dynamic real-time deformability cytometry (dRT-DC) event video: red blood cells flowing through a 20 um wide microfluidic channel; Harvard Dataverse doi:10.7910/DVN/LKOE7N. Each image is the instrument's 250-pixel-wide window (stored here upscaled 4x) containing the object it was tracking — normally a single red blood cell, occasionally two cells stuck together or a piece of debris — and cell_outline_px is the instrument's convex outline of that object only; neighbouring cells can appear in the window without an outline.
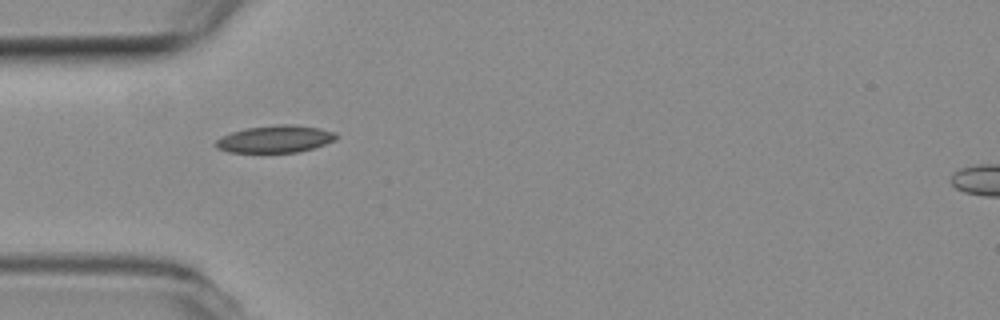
{"species": "common noctule bat (a hibernating species)", "species_latin": "Nyctalus noctula", "temperature_condition": "room temperature", "stored_images_in_passage": 2, "camera_frame_rate_fps": 3000, "um_per_image_px": 0.085, "animal": {"sex": "female", "body_mass_g": 19.3, "forearm_length_mm": 54.1}, "frame": {"image": 1, "passage_image": 1, "time_ms": 0.0, "image_size_px": [1000, 320], "cell_outline_px": [[340, 136], [336, 140], [312, 148], [296, 152], [228, 152], [216, 148], [212, 144], [216, 140], [232, 132], [244, 128], [280, 124], [292, 124], [320, 128], [336, 132]], "centroid_in_image_um": [23.4, 11.81], "position_along_channel_um": 61.6, "area_um2": 19.19}}
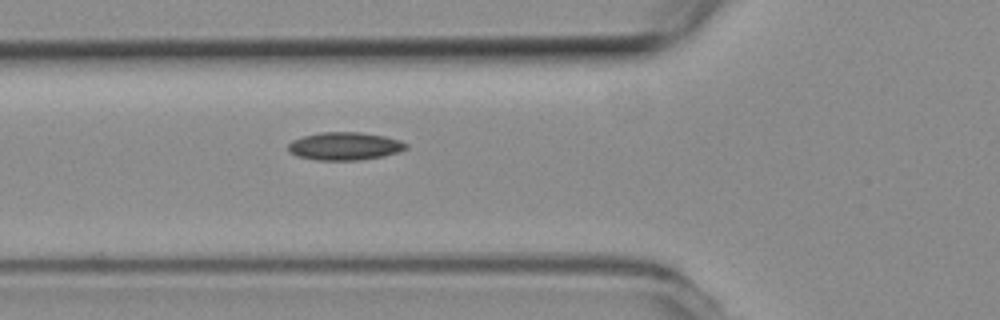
{"frame": {"image": 2, "passage_image": 2, "time_ms": 0.333, "image_size_px": [1000, 320], "cell_outline_px": [[408, 148], [400, 152], [384, 156], [360, 160], [316, 160], [296, 156], [288, 152], [288, 144], [292, 140], [304, 136], [320, 132], [360, 132], [384, 136], [400, 140], [408, 144]], "centroid_in_image_um": [29.31, 12.43], "position_along_channel_um": 96.5, "area_um2": 19.36}}